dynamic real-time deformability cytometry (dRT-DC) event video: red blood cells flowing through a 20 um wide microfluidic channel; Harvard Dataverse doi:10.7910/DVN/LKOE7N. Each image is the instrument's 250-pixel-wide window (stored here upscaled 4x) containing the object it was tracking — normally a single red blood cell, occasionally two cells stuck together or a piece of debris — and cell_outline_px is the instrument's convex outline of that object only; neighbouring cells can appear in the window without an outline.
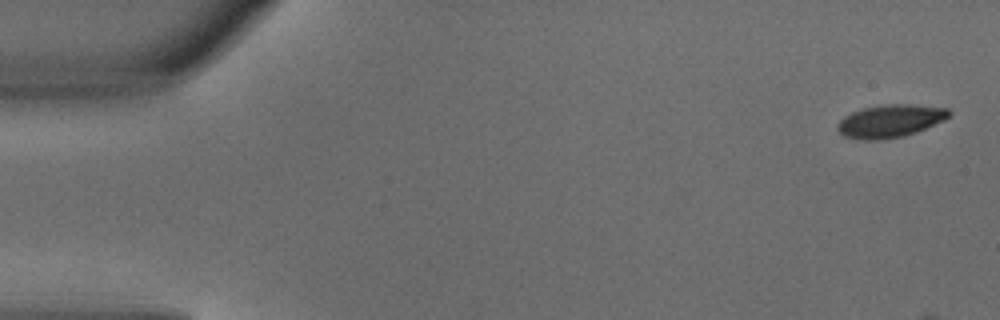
{"species": "common noctule bat (a hibernating species)", "species_latin": "Nyctalus noctula", "temperature_condition": "warm", "stored_images_in_passage": 5, "camera_frame_rate_fps": 3000, "um_per_image_px": 0.085, "animal": {"sex": "male", "body_mass_g": 18.8}, "frame": {"image": 1, "passage_image": 1, "time_ms": 0.0, "image_size_px": [1000, 320], "cell_outline_px": [[952, 112], [944, 120], [916, 132], [904, 136], [880, 140], [864, 140], [844, 136], [836, 128], [836, 124], [844, 116], [852, 112], [864, 108], [888, 104], [908, 104], [948, 108]], "centroid_in_image_um": [75.65, 10.29], "position_along_channel_um": 9.3, "area_um2": 21.21}}